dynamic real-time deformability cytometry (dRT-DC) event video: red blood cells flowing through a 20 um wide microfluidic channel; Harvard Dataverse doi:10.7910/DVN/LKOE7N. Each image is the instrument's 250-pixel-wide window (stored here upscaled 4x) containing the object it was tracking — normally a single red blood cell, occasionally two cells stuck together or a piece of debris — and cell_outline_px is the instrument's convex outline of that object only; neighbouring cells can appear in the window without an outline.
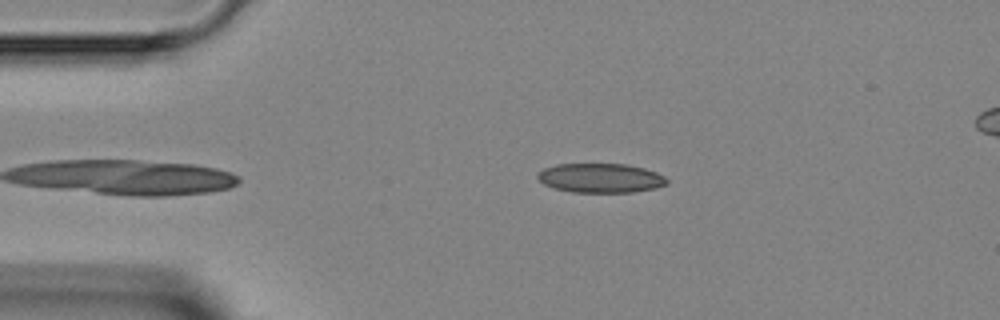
{"species": "Egyptian fruit bat (a non-hibernating species)", "species_latin": "Rousettus aegyptiacus", "temperature_condition": "room temperature", "stored_images_in_passage": 34, "camera_frame_rate_fps": 3000, "um_per_image_px": 0.085, "animal": {"sex": "female"}, "frame": {"image": 1, "passage_image": 1, "time_ms": 0.0, "image_size_px": [1000, 320], "cell_outline_px": [[668, 184], [656, 188], [632, 192], [572, 192], [552, 188], [544, 184], [536, 176], [536, 172], [544, 168], [556, 164], [624, 164], [644, 168], [656, 172], [664, 176], [668, 180]], "centroid_in_image_um": [51.03, 15.13], "position_along_channel_um": 34.0, "area_um2": 22.2}}
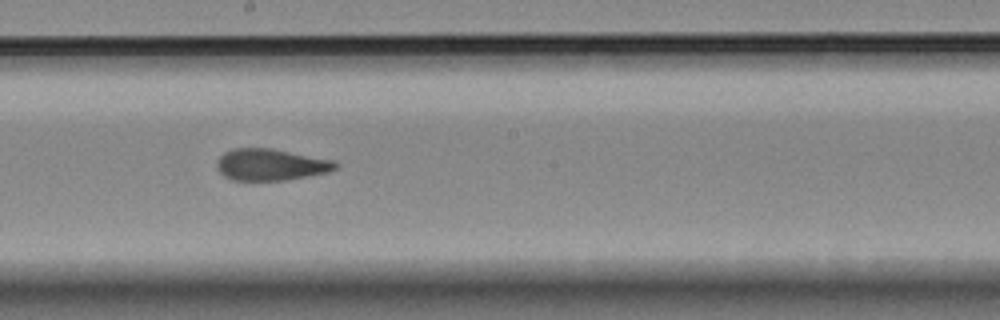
{"frame": {"image": 2, "passage_image": 17, "time_ms": 5.333, "image_size_px": [1000, 320], "cell_outline_px": [[340, 164], [336, 168], [328, 172], [308, 176], [284, 180], [232, 180], [224, 176], [216, 168], [216, 160], [224, 152], [232, 148], [272, 148], [336, 160]], "centroid_in_image_um": [23.02, 13.98], "position_along_channel_um": 225.2, "area_um2": 22.14}}
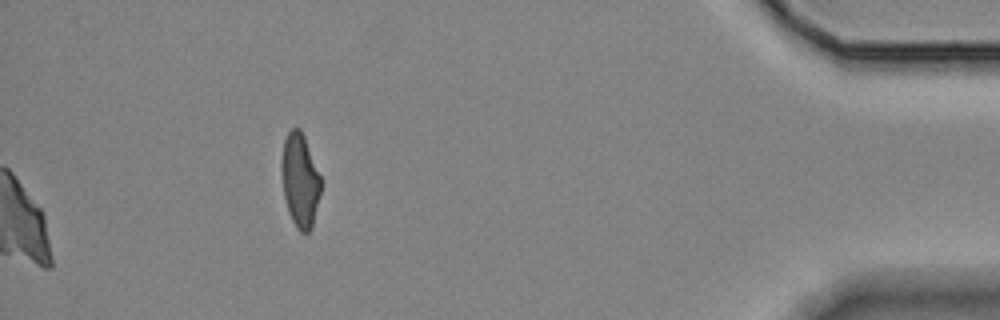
{"frame": {"image": 3, "passage_image": 34, "time_ms": 11.0, "image_size_px": [1000, 320], "cell_outline_px": [[320, 196], [312, 228], [308, 232], [300, 232], [296, 228], [288, 212], [284, 196], [280, 164], [284, 140], [288, 132], [292, 128], [300, 128], [304, 136], [320, 176]], "centroid_in_image_um": [25.48, 15.34], "position_along_channel_um": 409.7, "area_um2": 21.44}}